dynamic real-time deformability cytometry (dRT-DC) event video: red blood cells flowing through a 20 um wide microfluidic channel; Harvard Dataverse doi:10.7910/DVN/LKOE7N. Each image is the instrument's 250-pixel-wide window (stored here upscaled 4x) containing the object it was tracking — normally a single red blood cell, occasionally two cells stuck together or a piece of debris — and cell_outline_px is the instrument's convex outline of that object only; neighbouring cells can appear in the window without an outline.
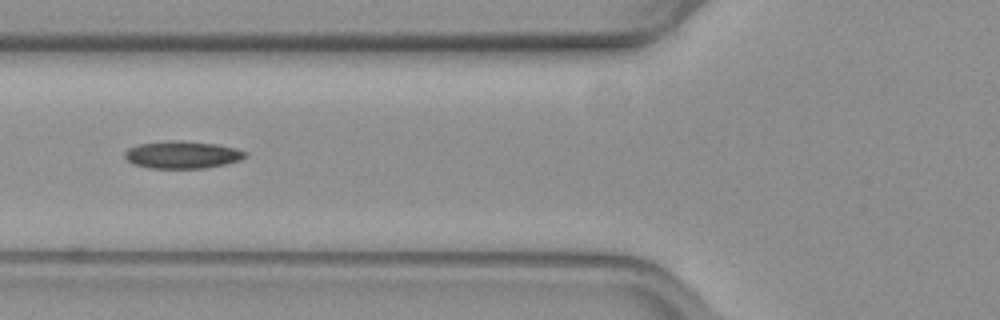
{"species": "common noctule bat (a hibernating species)", "species_latin": "Nyctalus noctula", "temperature_condition": "warm", "stored_images_in_passage": 12, "camera_frame_rate_fps": 3000, "um_per_image_px": 0.085, "animal": {"sex": "female", "body_mass_g": 19.3, "forearm_length_mm": 54.1}, "frame": {"image": 1, "passage_image": 9, "time_ms": 2.667, "image_size_px": [1000, 320], "cell_outline_px": [[248, 156], [240, 160], [224, 164], [204, 168], [148, 168], [132, 164], [124, 156], [124, 152], [128, 148], [140, 144], [176, 140], [180, 140], [216, 144], [236, 148], [248, 152]], "centroid_in_image_um": [15.51, 13.16], "position_along_channel_um": 110.3, "area_um2": 19.25}}